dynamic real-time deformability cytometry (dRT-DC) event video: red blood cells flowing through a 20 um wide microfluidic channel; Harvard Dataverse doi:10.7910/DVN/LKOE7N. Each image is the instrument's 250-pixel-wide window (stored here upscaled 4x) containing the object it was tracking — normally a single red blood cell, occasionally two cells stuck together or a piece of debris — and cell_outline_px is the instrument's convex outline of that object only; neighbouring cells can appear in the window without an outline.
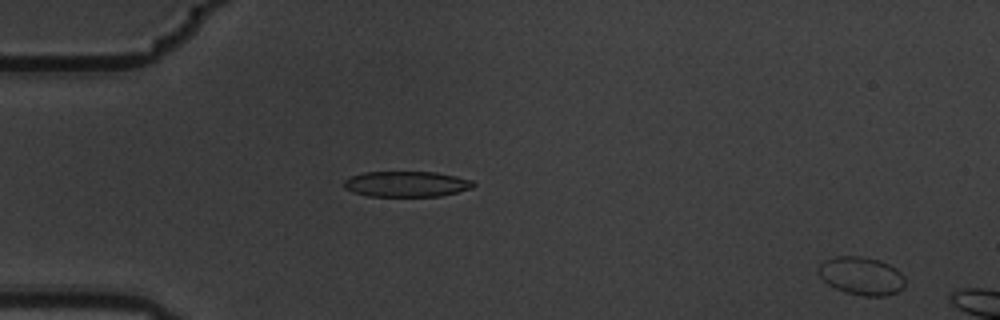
{"species": "common noctule bat (a hibernating species)", "species_latin": "Nyctalus noctula", "temperature_condition": "warm", "stored_images_in_passage": 4, "camera_frame_rate_fps": 3000, "um_per_image_px": 0.085, "animal": {"sex": "male", "body_mass_g": 19.5, "forearm_length_mm": 54.6}, "frame": {"image": 1, "passage_image": 1, "time_ms": 0.0, "image_size_px": [1000, 320], "cell_outline_px": [[904, 284], [896, 292], [884, 296], [864, 296], [848, 292], [836, 288], [828, 284], [820, 276], [816, 268], [824, 260], [836, 256], [860, 256], [880, 260], [896, 268], [904, 276]], "centroid_in_image_um": [73.2, 23.43], "position_along_channel_um": 11.8, "area_um2": 19.07}}